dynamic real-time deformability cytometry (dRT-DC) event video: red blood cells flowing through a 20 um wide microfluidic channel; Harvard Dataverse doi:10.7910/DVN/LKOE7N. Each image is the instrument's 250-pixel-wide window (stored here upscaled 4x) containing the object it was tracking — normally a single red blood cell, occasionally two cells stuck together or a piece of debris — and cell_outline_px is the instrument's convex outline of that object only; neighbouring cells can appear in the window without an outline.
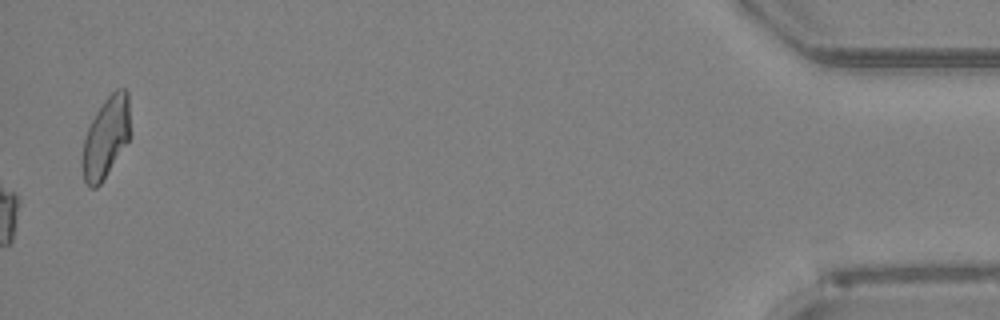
{"species": "Egyptian fruit bat (a non-hibernating species)", "species_latin": "Rousettus aegyptiacus", "temperature_condition": "room temperature", "stored_images_in_passage": 38, "camera_frame_rate_fps": 3000, "um_per_image_px": 0.085, "animal": {"sex": "female"}, "frame": {"image": 1, "passage_image": 38, "time_ms": 12.333, "image_size_px": [1000, 320], "cell_outline_px": [[128, 140], [100, 184], [96, 188], [88, 188], [84, 180], [80, 164], [80, 160], [84, 140], [88, 128], [96, 112], [104, 100], [116, 88], [124, 88], [128, 92]], "centroid_in_image_um": [8.94, 11.71], "position_along_channel_um": 426.3, "area_um2": 22.2}}